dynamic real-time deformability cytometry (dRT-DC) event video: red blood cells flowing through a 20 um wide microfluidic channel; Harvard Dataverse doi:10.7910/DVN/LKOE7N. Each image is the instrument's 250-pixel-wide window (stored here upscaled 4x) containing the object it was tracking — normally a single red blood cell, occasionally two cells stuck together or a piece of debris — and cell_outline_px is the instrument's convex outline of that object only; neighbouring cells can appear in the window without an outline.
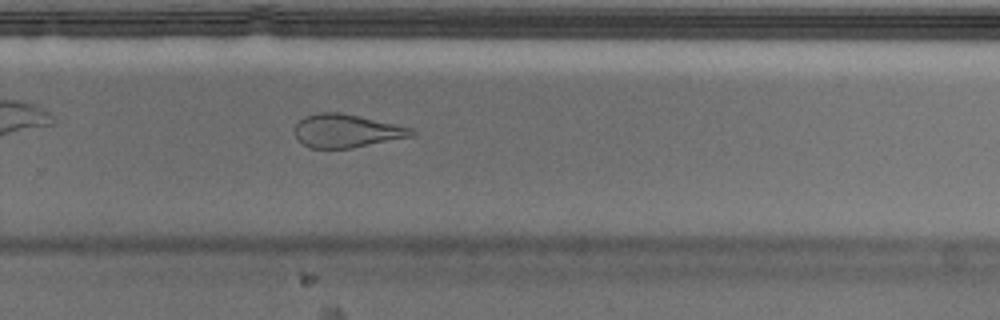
{"species": "Egyptian fruit bat (a non-hibernating species)", "species_latin": "Rousettus aegyptiacus", "temperature_condition": "cold", "stored_images_in_passage": 42, "camera_frame_rate_fps": 3000, "um_per_image_px": 0.085, "animal": {"sex": "male"}, "frame": {"image": 1, "passage_image": 24, "time_ms": 7.667, "image_size_px": [1000, 320], "cell_outline_px": [[420, 132], [416, 136], [352, 148], [308, 148], [296, 140], [296, 124], [304, 116], [316, 112], [340, 112], [360, 116], [412, 128]], "centroid_in_image_um": [29.49, 11.13], "position_along_channel_um": 300.3, "area_um2": 23.0}, "authors_computed_cell_mechanics": {"area_um2": 24.5072, "velocity_mm_per_s": 3.6776, "shape_relaxation_time_tau1_ms": null, "shape_relaxation_time_tau2_ms": 1.8475, "deformation_change_tau1": null, "deformation_change_tau2": 0.0939}}